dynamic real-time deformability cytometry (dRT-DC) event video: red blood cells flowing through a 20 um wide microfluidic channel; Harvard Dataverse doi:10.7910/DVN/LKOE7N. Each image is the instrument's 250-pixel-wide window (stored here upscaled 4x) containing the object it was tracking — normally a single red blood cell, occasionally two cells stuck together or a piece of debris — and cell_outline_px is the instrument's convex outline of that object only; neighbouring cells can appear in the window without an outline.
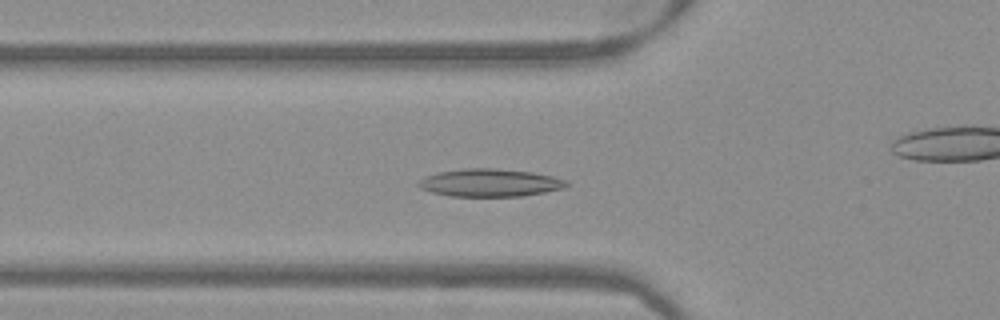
{"species": "Egyptian fruit bat (a non-hibernating species)", "species_latin": "Rousettus aegyptiacus", "temperature_condition": "warm", "stored_images_in_passage": 53, "camera_frame_rate_fps": 3000, "um_per_image_px": 0.085, "frame": {"image": 1, "passage_image": 19, "time_ms": 6.0, "image_size_px": [1000, 320], "cell_outline_px": [[568, 184], [564, 188], [544, 192], [520, 196], [452, 196], [432, 192], [420, 188], [416, 184], [416, 180], [424, 176], [440, 172], [464, 168], [492, 168], [532, 172], [552, 176], [564, 180]], "centroid_in_image_um": [41.58, 15.53], "position_along_channel_um": 84.2, "area_um2": 23.81}}
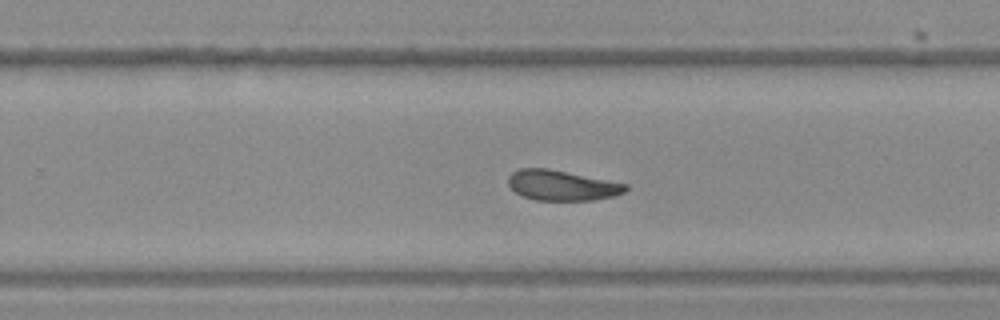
{"frame": {"image": 2, "passage_image": 34, "time_ms": 11.0, "image_size_px": [1000, 320], "cell_outline_px": [[628, 188], [624, 192], [612, 196], [592, 200], [536, 200], [524, 196], [516, 192], [508, 184], [508, 176], [512, 172], [520, 168], [548, 168], [628, 184]], "centroid_in_image_um": [47.75, 15.75], "position_along_channel_um": 282.1, "area_um2": 20.52}}
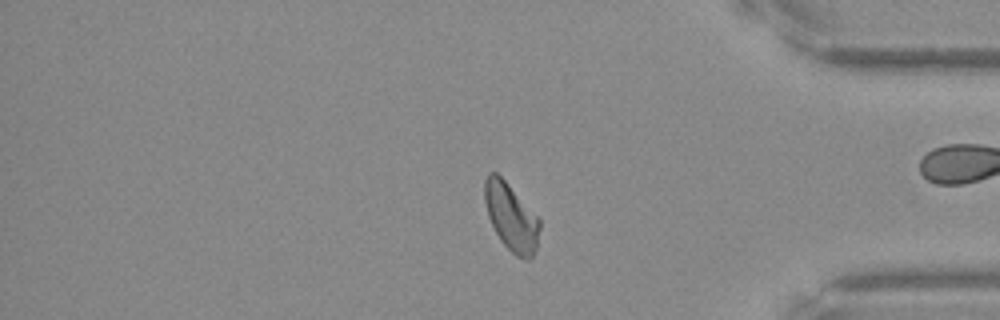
{"frame": {"image": 3, "passage_image": 44, "time_ms": 14.333, "image_size_px": [1000, 320], "cell_outline_px": [[540, 228], [536, 248], [532, 256], [528, 260], [524, 260], [516, 256], [500, 240], [488, 216], [484, 200], [484, 180], [488, 172], [496, 172], [508, 184], [540, 220]], "centroid_in_image_um": [43.43, 18.45], "position_along_channel_um": 391.8, "area_um2": 21.33}}